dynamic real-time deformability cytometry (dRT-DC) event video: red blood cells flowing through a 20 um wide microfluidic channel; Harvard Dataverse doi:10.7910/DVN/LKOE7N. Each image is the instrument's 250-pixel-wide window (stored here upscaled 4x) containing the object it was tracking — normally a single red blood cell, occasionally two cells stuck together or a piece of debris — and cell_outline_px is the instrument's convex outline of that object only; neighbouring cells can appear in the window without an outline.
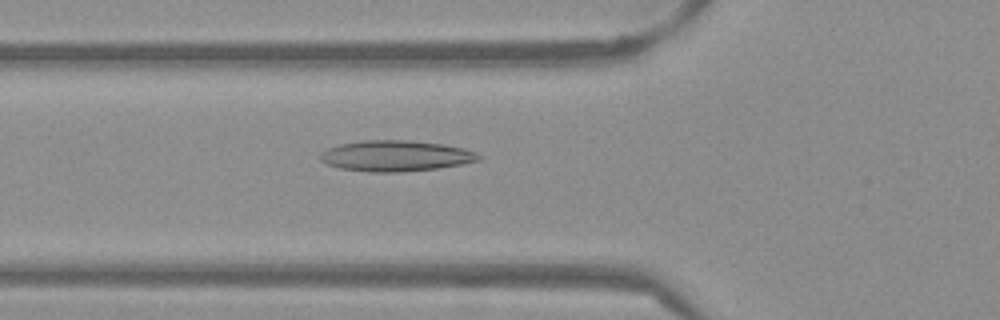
{"species": "Egyptian fruit bat (a non-hibernating species)", "species_latin": "Rousettus aegyptiacus", "temperature_condition": "warm", "stored_images_in_passage": 52, "camera_frame_rate_fps": 3000, "um_per_image_px": 0.085, "frame": {"image": 1, "passage_image": 18, "time_ms": 5.667, "image_size_px": [1000, 320], "cell_outline_px": [[484, 156], [480, 160], [460, 164], [436, 168], [400, 172], [368, 172], [340, 168], [328, 164], [320, 160], [320, 152], [328, 148], [340, 144], [364, 140], [408, 140], [444, 144], [464, 148], [476, 152]], "centroid_in_image_um": [33.65, 13.24], "position_along_channel_um": 92.2, "area_um2": 28.5}}
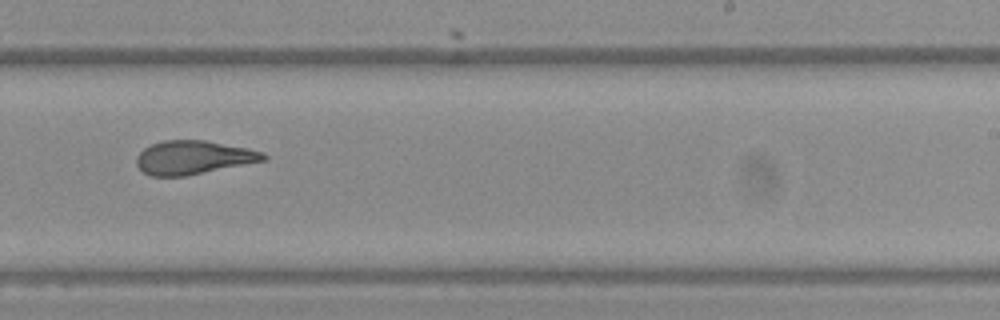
{"frame": {"image": 2, "passage_image": 32, "time_ms": 10.333, "image_size_px": [1000, 320], "cell_outline_px": [[268, 160], [184, 176], [152, 176], [144, 172], [136, 164], [136, 156], [144, 148], [152, 144], [164, 140], [204, 140], [248, 148], [264, 152], [268, 156]], "centroid_in_image_um": [16.46, 13.38], "position_along_channel_um": 272.5, "area_um2": 24.85}}
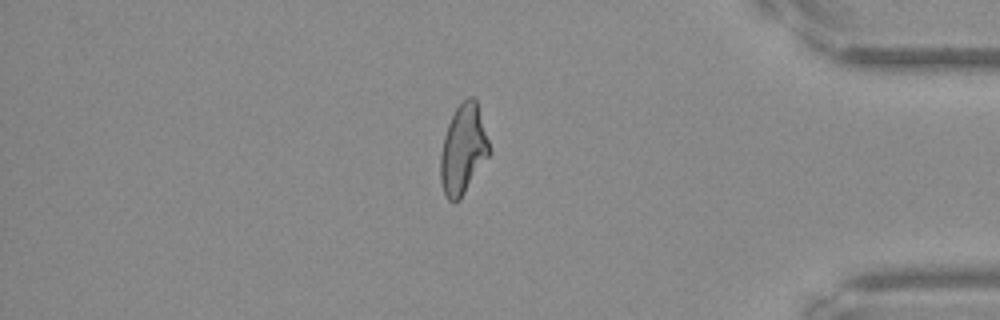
{"frame": {"image": 3, "passage_image": 44, "time_ms": 14.333, "image_size_px": [1000, 320], "cell_outline_px": [[492, 152], [460, 200], [452, 204], [448, 200], [444, 192], [440, 180], [440, 152], [444, 136], [448, 124], [456, 108], [468, 96], [472, 96], [476, 100], [492, 148]], "centroid_in_image_um": [39.39, 12.73], "position_along_channel_um": 395.8, "area_um2": 25.84}, "authors_computed_cell_mechanics": {"area_um2": 26.2701, "velocity_mm_per_s": 3.8523, "shape_relaxation_time_tau1_ms": null, "shape_relaxation_time_tau2_ms": 1.8053, "deformation_change_tau1": null, "deformation_change_tau2": 0.1107}}